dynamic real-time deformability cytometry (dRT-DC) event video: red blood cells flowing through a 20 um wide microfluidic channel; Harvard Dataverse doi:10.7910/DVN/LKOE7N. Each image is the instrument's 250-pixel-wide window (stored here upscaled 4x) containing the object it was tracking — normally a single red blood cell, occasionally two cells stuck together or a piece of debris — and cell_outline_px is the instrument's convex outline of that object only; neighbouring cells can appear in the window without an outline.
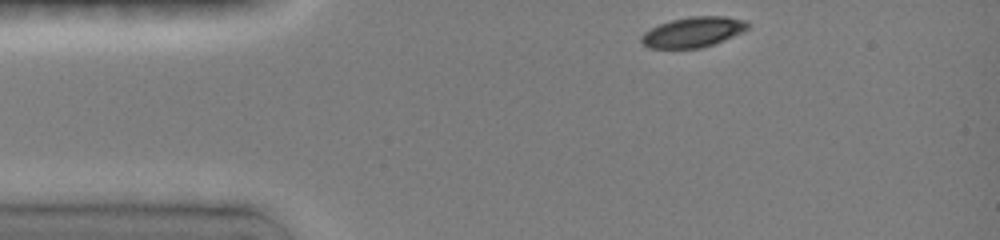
{"species": "common noctule bat (a hibernating species)", "species_latin": "Nyctalus noctula", "temperature_condition": "room temperature", "stored_images_in_passage": 32, "camera_frame_rate_fps": 3000, "um_per_image_px": 0.085, "animal": {"sex": "female", "body_mass_g": 19.0, "forearm_length_mm": 51.5}, "frame": {"image": 1, "passage_image": 1, "time_ms": 0.0, "image_size_px": [1000, 240], "cell_outline_px": [[748, 28], [740, 32], [712, 44], [700, 48], [652, 48], [644, 44], [640, 40], [640, 36], [644, 32], [660, 24], [672, 20], [692, 16], [724, 16], [744, 20], [748, 24]], "centroid_in_image_um": [58.87, 2.72], "position_along_channel_um": 26.1, "area_um2": 18.26}}
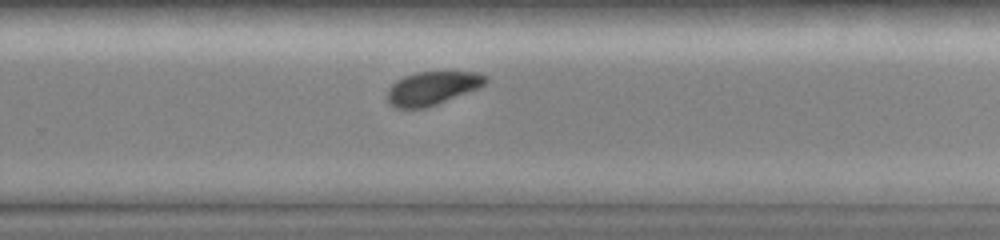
{"frame": {"image": 2, "passage_image": 23, "time_ms": 8.0, "image_size_px": [1000, 240], "cell_outline_px": [[488, 80], [484, 84], [476, 88], [436, 104], [424, 108], [396, 108], [388, 104], [388, 88], [396, 80], [404, 76], [416, 72], [476, 72], [488, 76]], "centroid_in_image_um": [36.7, 7.48], "position_along_channel_um": 293.1, "area_um2": 18.84}}
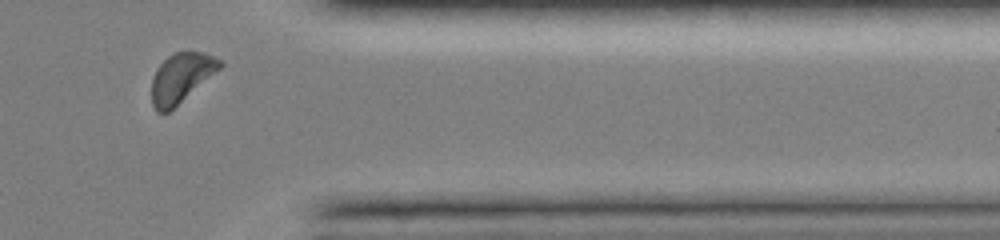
{"frame": {"image": 3, "passage_image": 29, "time_ms": 10.667, "image_size_px": [1000, 240], "cell_outline_px": [[224, 64], [220, 68], [168, 112], [156, 112], [152, 104], [152, 80], [160, 64], [168, 56], [176, 52], [204, 52], [224, 60]], "centroid_in_image_um": [15.41, 6.59], "position_along_channel_um": 396.0, "area_um2": 19.19}, "authors_computed_cell_mechanics": {"area_um2": 19.4786, "velocity_mm_per_s": 3.9749, "shape_relaxation_time_tau1_ms": 1.6817, "shape_relaxation_time_tau2_ms": null, "deformation_change_tau1": 0.0969, "deformation_change_tau2": null}}